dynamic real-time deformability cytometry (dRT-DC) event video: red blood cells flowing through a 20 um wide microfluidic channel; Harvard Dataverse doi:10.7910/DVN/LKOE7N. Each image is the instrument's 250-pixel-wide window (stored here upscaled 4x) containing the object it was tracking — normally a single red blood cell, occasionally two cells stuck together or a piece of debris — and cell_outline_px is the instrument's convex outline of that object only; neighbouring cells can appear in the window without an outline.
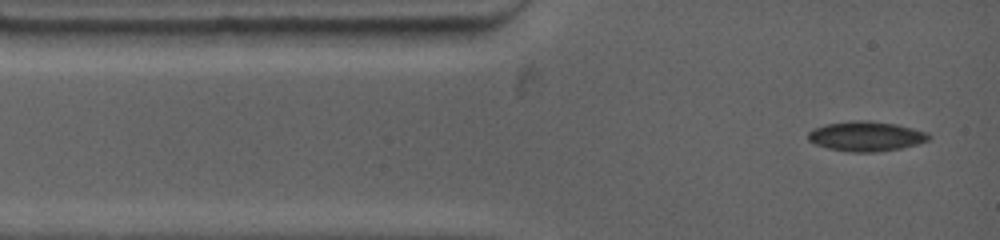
{"species": "common noctule bat (a hibernating species)", "species_latin": "Nyctalus noctula", "temperature_condition": "warm", "stored_images_in_passage": 10, "camera_frame_rate_fps": 4500, "um_per_image_px": 0.085, "animal": {"sex": "female", "body_mass_g": 19.0, "forearm_length_mm": 53.3}, "frame": {"image": 1, "passage_image": 1, "time_ms": 0.0, "image_size_px": [1000, 240], "cell_outline_px": [[932, 136], [928, 140], [916, 144], [900, 148], [876, 152], [848, 152], [828, 148], [816, 144], [808, 140], [808, 132], [812, 128], [824, 124], [852, 120], [868, 120], [896, 124], [928, 132]], "centroid_in_image_um": [73.59, 11.57], "position_along_channel_um": 11.4, "area_um2": 21.1}}
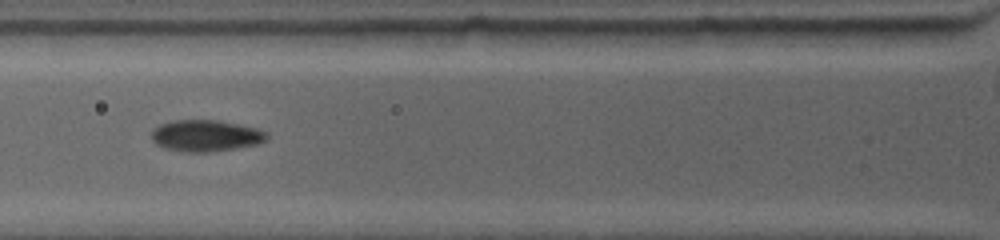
{"frame": {"image": 2, "passage_image": 6, "time_ms": 3.333, "image_size_px": [1000, 240], "cell_outline_px": [[268, 140], [256, 144], [236, 148], [208, 152], [180, 152], [164, 148], [156, 144], [152, 140], [152, 128], [160, 124], [172, 120], [216, 120], [256, 128], [268, 132]], "centroid_in_image_um": [17.46, 11.54], "position_along_channel_um": 108.3, "area_um2": 21.27}}
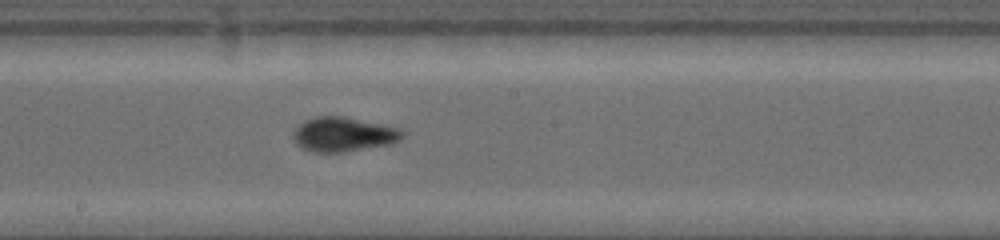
{"frame": {"image": 3, "passage_image": 10, "time_ms": 6.222, "image_size_px": [1000, 240], "cell_outline_px": [[404, 136], [400, 140], [388, 144], [344, 152], [312, 152], [296, 144], [292, 136], [292, 132], [304, 120], [316, 116], [344, 116], [400, 128], [404, 132]], "centroid_in_image_um": [29.17, 11.41], "position_along_channel_um": 219.0, "area_um2": 21.91}}